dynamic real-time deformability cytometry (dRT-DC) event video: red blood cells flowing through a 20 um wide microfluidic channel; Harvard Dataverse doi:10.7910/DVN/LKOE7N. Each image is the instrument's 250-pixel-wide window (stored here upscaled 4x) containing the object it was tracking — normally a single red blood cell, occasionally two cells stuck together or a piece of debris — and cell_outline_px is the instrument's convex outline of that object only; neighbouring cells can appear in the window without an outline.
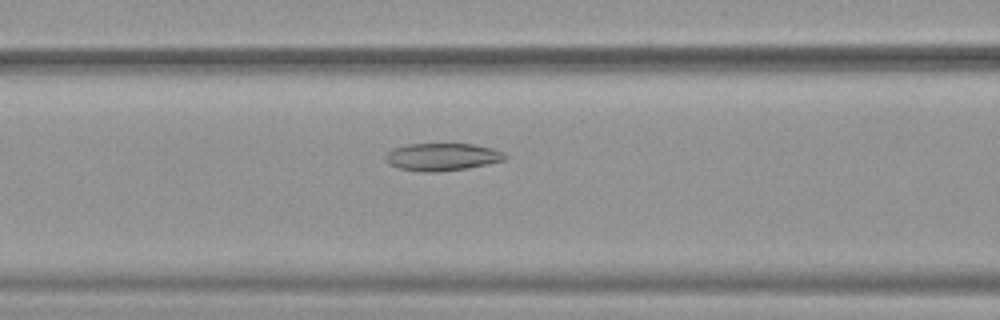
{"species": "common noctule bat (a hibernating species)", "species_latin": "Nyctalus noctula", "temperature_condition": "warm", "stored_images_in_passage": 32, "camera_frame_rate_fps": 3000, "um_per_image_px": 0.085, "animal": {"sex": "female", "body_mass_g": 19.9}, "frame": {"image": 1, "passage_image": 6, "time_ms": 1.667, "image_size_px": [1000, 320], "cell_outline_px": [[508, 156], [504, 160], [468, 168], [436, 172], [424, 172], [400, 168], [388, 164], [384, 160], [384, 156], [392, 148], [408, 144], [472, 144], [492, 148]], "centroid_in_image_um": [37.53, 13.33], "position_along_channel_um": 129.1, "area_um2": 19.07}}
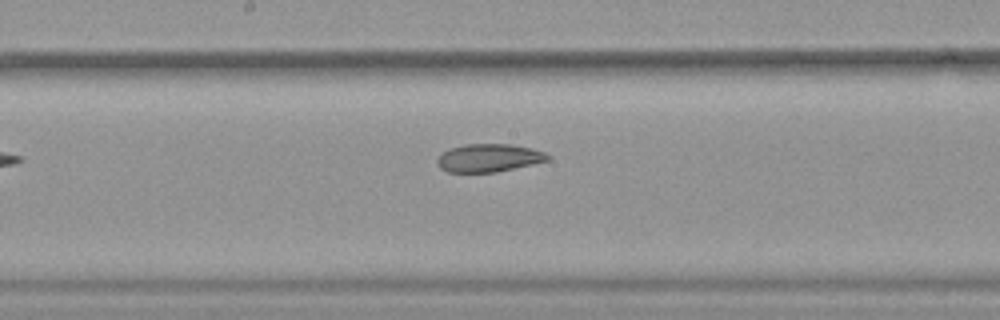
{"frame": {"image": 2, "passage_image": 12, "time_ms": 3.667, "image_size_px": [1000, 320], "cell_outline_px": [[552, 156], [548, 160], [532, 164], [496, 172], [448, 172], [440, 168], [436, 164], [436, 160], [448, 148], [464, 144], [512, 144], [532, 148], [544, 152]], "centroid_in_image_um": [41.54, 13.41], "position_along_channel_um": 206.7, "area_um2": 18.09}}
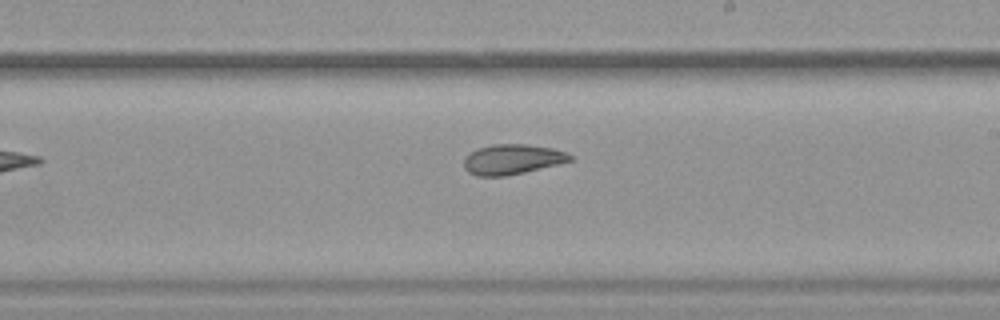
{"frame": {"image": 3, "passage_image": 15, "time_ms": 4.667, "image_size_px": [1000, 320], "cell_outline_px": [[572, 160], [524, 172], [504, 176], [476, 176], [468, 172], [464, 168], [464, 160], [476, 148], [492, 144], [524, 144], [552, 148], [568, 152], [572, 156]], "centroid_in_image_um": [43.52, 13.54], "position_along_channel_um": 245.5, "area_um2": 18.44}, "authors_computed_cell_mechanics": {"area_um2": 19.0451, "velocity_mm_per_s": 3.895, "shape_relaxation_time_tau1_ms": null, "shape_relaxation_time_tau2_ms": 5.695, "deformation_change_tau1": null, "deformation_change_tau2": 0.128}}